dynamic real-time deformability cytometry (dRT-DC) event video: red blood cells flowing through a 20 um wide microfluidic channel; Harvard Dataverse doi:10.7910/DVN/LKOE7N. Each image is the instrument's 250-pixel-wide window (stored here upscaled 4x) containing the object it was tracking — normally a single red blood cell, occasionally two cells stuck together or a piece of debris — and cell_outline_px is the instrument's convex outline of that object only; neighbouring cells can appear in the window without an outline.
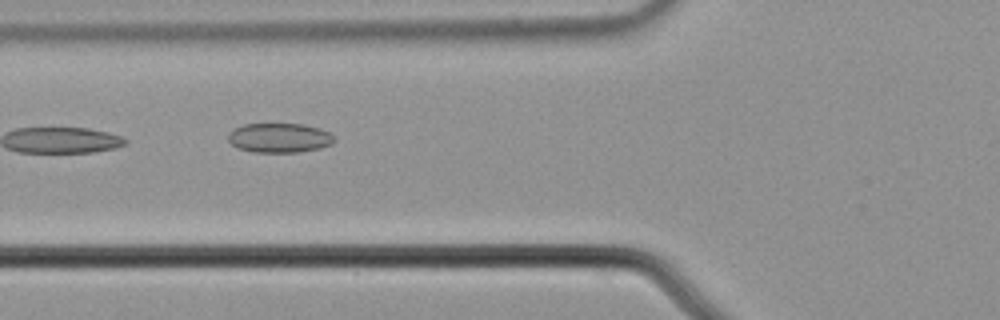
{"species": "common noctule bat (a hibernating species)", "species_latin": "Nyctalus noctula", "temperature_condition": "cold", "stored_images_in_passage": 8, "camera_frame_rate_fps": 3000, "um_per_image_px": 0.085, "animal": {"sex": "male", "body_mass_g": 21.5, "forearm_length_mm": 52.0}, "frame": {"image": 1, "passage_image": 5, "time_ms": 1.333, "image_size_px": [1000, 320], "cell_outline_px": [[336, 140], [332, 144], [320, 148], [296, 152], [252, 152], [240, 148], [232, 144], [228, 140], [228, 136], [236, 128], [244, 124], [304, 124], [320, 128], [328, 132]], "centroid_in_image_um": [23.78, 11.72], "position_along_channel_um": 102.0, "area_um2": 18.03}}
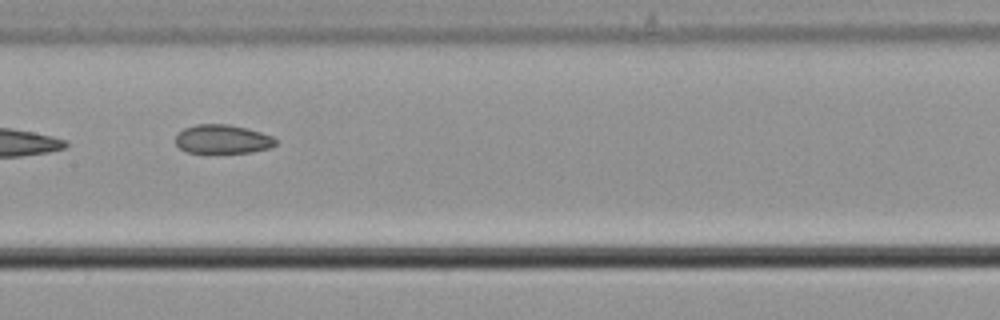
{"frame": {"image": 2, "passage_image": 7, "time_ms": 2.0, "image_size_px": [1000, 320], "cell_outline_px": [[276, 144], [268, 148], [252, 152], [188, 152], [180, 148], [176, 144], [176, 136], [184, 128], [196, 124], [228, 124], [248, 128], [272, 136], [276, 140]], "centroid_in_image_um": [18.92, 11.81], "position_along_channel_um": 188.5, "area_um2": 16.65}}
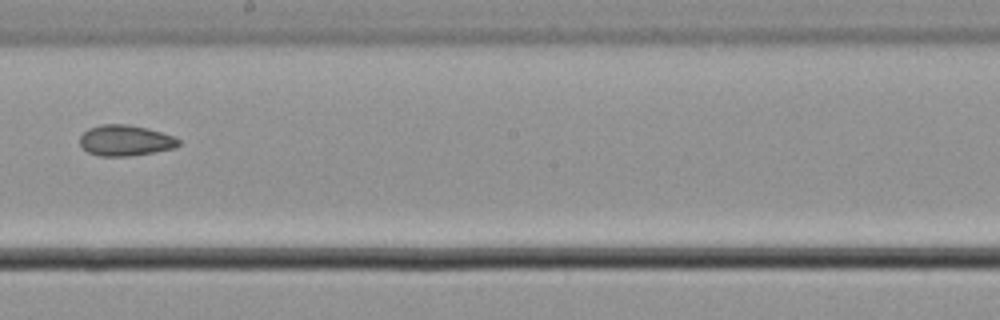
{"frame": {"image": 3, "passage_image": 8, "time_ms": 2.333, "image_size_px": [1000, 320], "cell_outline_px": [[180, 144], [176, 148], [128, 156], [100, 156], [88, 152], [80, 144], [80, 136], [88, 128], [100, 124], [128, 124], [148, 128], [172, 136], [180, 140]], "centroid_in_image_um": [10.65, 11.93], "position_along_channel_um": 237.6, "area_um2": 17.69}}